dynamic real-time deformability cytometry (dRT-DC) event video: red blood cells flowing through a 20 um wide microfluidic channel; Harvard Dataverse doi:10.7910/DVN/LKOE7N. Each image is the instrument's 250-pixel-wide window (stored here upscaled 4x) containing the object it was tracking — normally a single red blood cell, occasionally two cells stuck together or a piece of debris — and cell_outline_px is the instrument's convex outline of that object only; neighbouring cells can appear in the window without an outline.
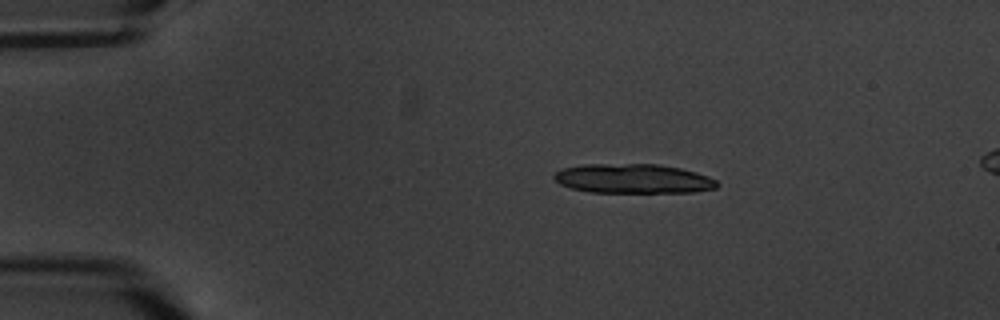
{"species": "common noctule bat (a hibernating species)", "species_latin": "Nyctalus noctula", "temperature_condition": "warm", "stored_images_in_passage": 6, "camera_frame_rate_fps": 3000, "um_per_image_px": 0.085, "animal": {"sex": "male", "body_mass_g": 20.1, "forearm_length_mm": 53.5}, "frame": {"image": 1, "passage_image": 3, "time_ms": 2.333, "image_size_px": [1000, 320], "cell_outline_px": [[720, 184], [716, 188], [696, 192], [588, 192], [572, 188], [560, 184], [552, 176], [560, 168], [584, 164], [656, 164], [680, 168], [696, 172], [708, 176], [716, 180]], "centroid_in_image_um": [53.82, 15.18], "position_along_channel_um": 31.2, "area_um2": 28.03}}